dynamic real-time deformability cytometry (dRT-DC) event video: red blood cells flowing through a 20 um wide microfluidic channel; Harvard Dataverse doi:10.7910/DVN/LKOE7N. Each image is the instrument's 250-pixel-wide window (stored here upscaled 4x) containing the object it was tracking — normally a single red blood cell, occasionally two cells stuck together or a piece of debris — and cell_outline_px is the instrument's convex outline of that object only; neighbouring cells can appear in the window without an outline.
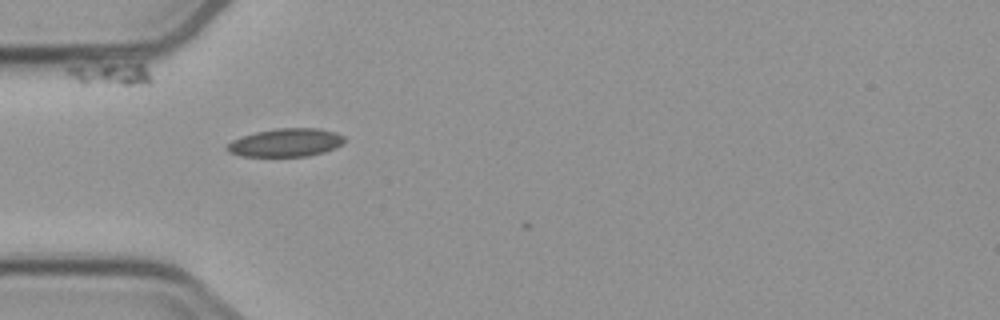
{"species": "common noctule bat (a hibernating species)", "species_latin": "Nyctalus noctula", "temperature_condition": "cold", "stored_images_in_passage": 3, "camera_frame_rate_fps": 3000, "um_per_image_px": 0.085, "animal": {"sex": "male", "body_mass_g": 23.1, "forearm_length_mm": 52.7}, "frame": {"image": 1, "passage_image": 2, "time_ms": 4.333, "image_size_px": [1000, 320], "cell_outline_px": [[344, 144], [336, 148], [324, 152], [308, 156], [240, 156], [228, 152], [224, 148], [232, 140], [240, 136], [256, 132], [276, 128], [320, 128], [336, 132], [344, 136]], "centroid_in_image_um": [24.3, 12.12], "position_along_channel_um": 60.7, "area_um2": 19.54}}